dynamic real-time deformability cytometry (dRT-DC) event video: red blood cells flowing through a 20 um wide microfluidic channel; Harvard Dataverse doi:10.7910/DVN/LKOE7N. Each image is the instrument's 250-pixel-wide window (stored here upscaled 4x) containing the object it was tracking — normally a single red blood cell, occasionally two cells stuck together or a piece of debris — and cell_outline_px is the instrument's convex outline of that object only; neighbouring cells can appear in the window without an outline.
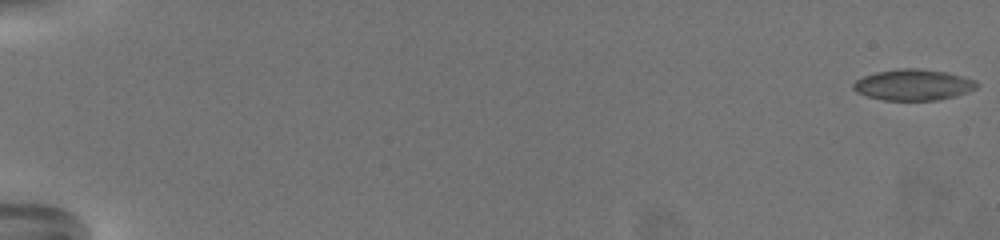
{"species": "common noctule bat (a hibernating species)", "species_latin": "Nyctalus noctula", "temperature_condition": "warm", "stored_images_in_passage": 67, "camera_frame_rate_fps": 3000, "um_per_image_px": 0.085, "animal": {"sex": "female", "body_mass_g": 19.5, "forearm_length_mm": 54.1}, "frame": {"image": 1, "passage_image": 1, "time_ms": 0.0, "image_size_px": [1000, 240], "cell_outline_px": [[980, 84], [976, 88], [968, 92], [956, 96], [936, 100], [884, 100], [868, 96], [856, 92], [852, 88], [852, 84], [856, 80], [864, 76], [876, 72], [896, 68], [920, 68], [944, 72], [976, 80]], "centroid_in_image_um": [77.62, 7.2], "position_along_channel_um": 7.4, "area_um2": 22.37}}
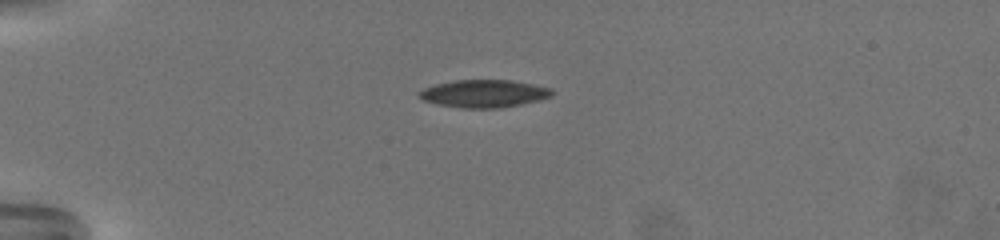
{"frame": {"image": 2, "passage_image": 20, "time_ms": 6.333, "image_size_px": [1000, 240], "cell_outline_px": [[552, 96], [540, 100], [500, 108], [460, 108], [440, 104], [424, 100], [416, 96], [416, 92], [424, 88], [436, 84], [452, 80], [512, 80], [552, 88]], "centroid_in_image_um": [41.11, 7.95], "position_along_channel_um": 43.9, "area_um2": 21.44}}
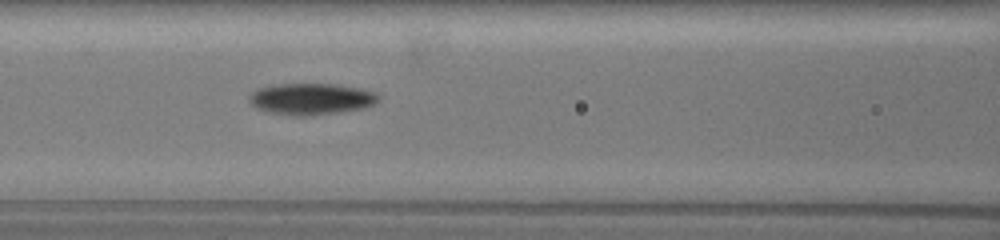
{"frame": {"image": 3, "passage_image": 33, "time_ms": 10.667, "image_size_px": [1000, 240], "cell_outline_px": [[380, 100], [364, 108], [340, 112], [308, 116], [296, 116], [264, 112], [256, 108], [248, 100], [248, 96], [256, 88], [272, 84], [336, 84], [360, 88], [376, 92], [380, 96]], "centroid_in_image_um": [26.42, 8.41], "position_along_channel_um": 140.2, "area_um2": 24.1}, "authors_computed_cell_mechanics": {"area_um2": 22.0796, "velocity_mm_per_s": 3.2442, "shape_relaxation_time_tau1_ms": 2.9166, "shape_relaxation_time_tau2_ms": 6.1699, "deformation_change_tau1": 0.1233, "deformation_change_tau2": 0.1159}}